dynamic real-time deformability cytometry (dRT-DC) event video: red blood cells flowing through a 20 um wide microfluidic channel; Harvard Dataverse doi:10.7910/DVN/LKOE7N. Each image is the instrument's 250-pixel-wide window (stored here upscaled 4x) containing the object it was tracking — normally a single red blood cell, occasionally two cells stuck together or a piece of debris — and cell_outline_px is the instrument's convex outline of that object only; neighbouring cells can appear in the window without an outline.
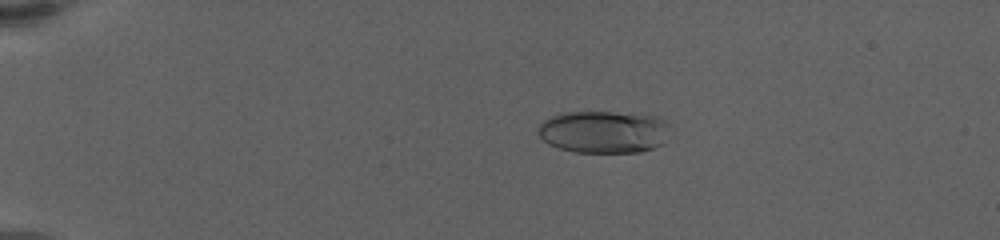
{"species": "human", "species_latin": "Homo sapiens", "temperature_condition": "warm", "stored_images_in_passage": 50, "camera_frame_rate_fps": 3000, "um_per_image_px": 0.085, "donor": {"sex": "female"}, "frame": {"image": 1, "passage_image": 2, "time_ms": 0.333, "image_size_px": [1000, 240], "cell_outline_px": [[664, 144], [640, 152], [576, 152], [560, 148], [548, 144], [540, 136], [540, 124], [544, 120], [560, 112], [640, 112], [660, 116], [664, 120]], "centroid_in_image_um": [51.31, 11.18], "position_along_channel_um": 33.7, "area_um2": 32.48}}
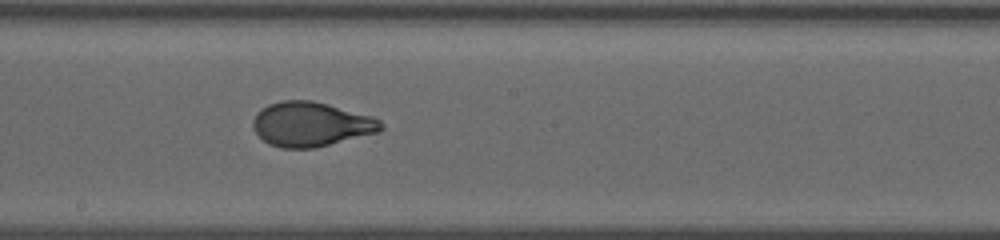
{"frame": {"image": 2, "passage_image": 25, "time_ms": 8.0, "image_size_px": [1000, 240], "cell_outline_px": [[384, 128], [380, 132], [316, 148], [280, 148], [268, 144], [252, 128], [252, 120], [256, 112], [268, 104], [284, 100], [312, 100], [328, 104], [372, 116], [380, 120], [384, 124]], "centroid_in_image_um": [26.44, 10.56], "position_along_channel_um": 221.8, "area_um2": 33.52}}
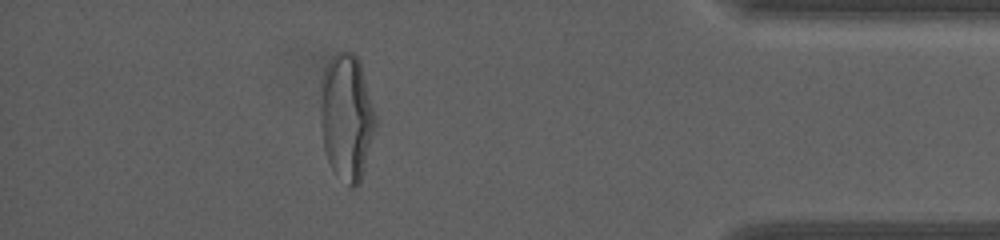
{"frame": {"image": 3, "passage_image": 44, "time_ms": 14.333, "image_size_px": [1000, 240], "cell_outline_px": [[376, 124], [360, 184], [352, 188], [348, 188], [336, 176], [328, 160], [324, 148], [320, 116], [320, 108], [324, 72], [332, 56], [336, 52], [348, 48], [360, 60], [376, 116]], "centroid_in_image_um": [29.47, 9.96], "position_along_channel_um": 405.7, "area_um2": 40.69}, "authors_computed_cell_mechanics": {"area_um2": 33.1483, "velocity_mm_per_s": 3.4361, "shape_relaxation_time_tau1_ms": 4.9603, "shape_relaxation_time_tau2_ms": null, "deformation_change_tau1": 0.2209, "deformation_change_tau2": null}}